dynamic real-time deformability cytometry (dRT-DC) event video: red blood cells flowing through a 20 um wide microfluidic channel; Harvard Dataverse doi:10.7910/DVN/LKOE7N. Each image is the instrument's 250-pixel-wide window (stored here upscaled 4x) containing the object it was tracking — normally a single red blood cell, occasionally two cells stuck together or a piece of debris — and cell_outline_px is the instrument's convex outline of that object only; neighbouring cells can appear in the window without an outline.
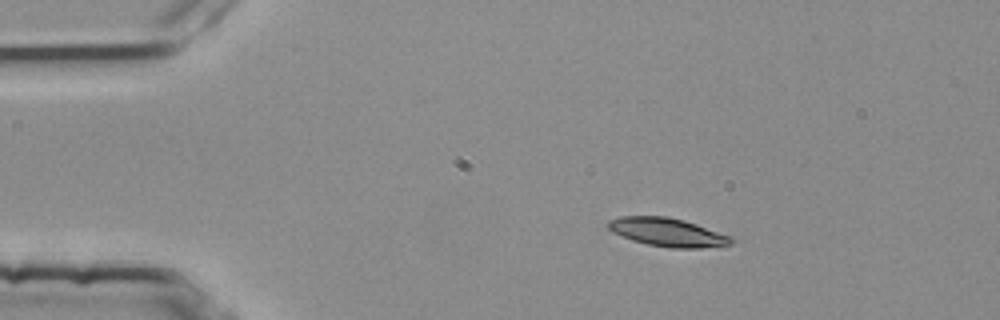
{"species": "common noctule bat (a hibernating species)", "species_latin": "Nyctalus noctula", "temperature_condition": "room temperature", "stored_images_in_passage": 3, "camera_frame_rate_fps": 3000, "um_per_image_px": 0.085, "animal": {"sex": "female", "body_mass_g": 25.1}, "frame": {"image": 1, "passage_image": 1, "time_ms": 0.0, "image_size_px": [1000, 320], "cell_outline_px": [[736, 240], [732, 244], [724, 248], [668, 248], [648, 244], [632, 240], [612, 232], [608, 228], [608, 220], [620, 216], [664, 216], [684, 220], [696, 224], [728, 236]], "centroid_in_image_um": [56.78, 19.76], "position_along_channel_um": 28.2, "area_um2": 20.58}}
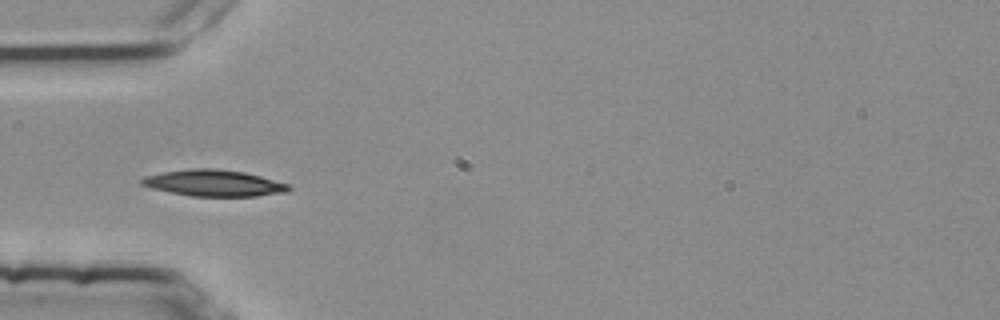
{"frame": {"image": 2, "passage_image": 3, "time_ms": 0.667, "image_size_px": [1000, 320], "cell_outline_px": [[292, 188], [288, 192], [256, 196], [192, 196], [152, 188], [140, 184], [140, 180], [144, 176], [164, 172], [192, 168], [216, 168], [244, 172], [260, 176], [288, 184]], "centroid_in_image_um": [18.19, 15.56], "position_along_channel_um": 66.8, "area_um2": 22.48}}